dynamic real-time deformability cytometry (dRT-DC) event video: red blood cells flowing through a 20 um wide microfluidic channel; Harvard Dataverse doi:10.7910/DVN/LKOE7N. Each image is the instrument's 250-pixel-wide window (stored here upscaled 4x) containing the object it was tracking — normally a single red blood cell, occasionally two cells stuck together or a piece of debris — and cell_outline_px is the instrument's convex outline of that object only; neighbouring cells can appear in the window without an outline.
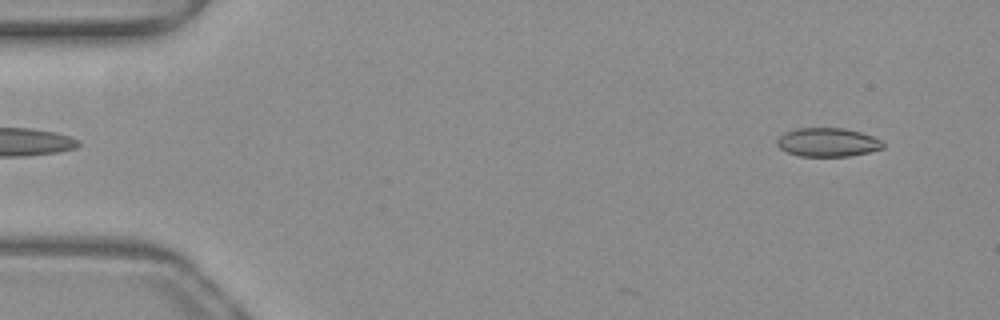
{"species": "common noctule bat (a hibernating species)", "species_latin": "Nyctalus noctula", "temperature_condition": "warm", "stored_images_in_passage": 6, "camera_frame_rate_fps": 3000, "um_per_image_px": 0.085, "animal": {"sex": "female", "body_mass_g": 19.3, "forearm_length_mm": 54.1}, "frame": {"image": 1, "passage_image": 2, "time_ms": 0.333, "image_size_px": [1000, 320], "cell_outline_px": [[884, 148], [868, 152], [848, 156], [800, 156], [788, 152], [780, 148], [776, 144], [776, 140], [784, 132], [796, 128], [844, 128], [860, 132], [872, 136], [880, 140], [884, 144]], "centroid_in_image_um": [70.33, 12.09], "position_along_channel_um": 14.7, "area_um2": 17.69}}